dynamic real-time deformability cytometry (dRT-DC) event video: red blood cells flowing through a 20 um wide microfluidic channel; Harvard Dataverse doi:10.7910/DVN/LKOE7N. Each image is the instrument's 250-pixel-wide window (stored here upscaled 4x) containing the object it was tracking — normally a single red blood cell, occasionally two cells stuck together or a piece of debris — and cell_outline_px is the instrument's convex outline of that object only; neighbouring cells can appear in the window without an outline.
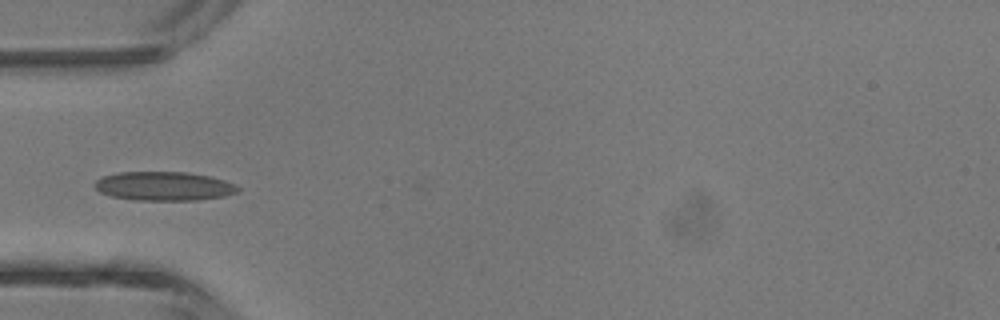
{"species": "common noctule bat (a hibernating species)", "species_latin": "Nyctalus noctula", "temperature_condition": "room temperature", "stored_images_in_passage": 5, "camera_frame_rate_fps": 3000, "um_per_image_px": 0.085, "animal": {"sex": "male", "body_mass_g": 13.3}, "frame": {"image": 1, "passage_image": 4, "time_ms": 4.333, "image_size_px": [1000, 320], "cell_outline_px": [[240, 188], [236, 192], [224, 196], [196, 200], [136, 200], [112, 196], [100, 192], [92, 184], [96, 180], [104, 176], [120, 172], [188, 172], [208, 176], [224, 180], [236, 184]], "centroid_in_image_um": [13.93, 15.82], "position_along_channel_um": 71.1, "area_um2": 24.04}}
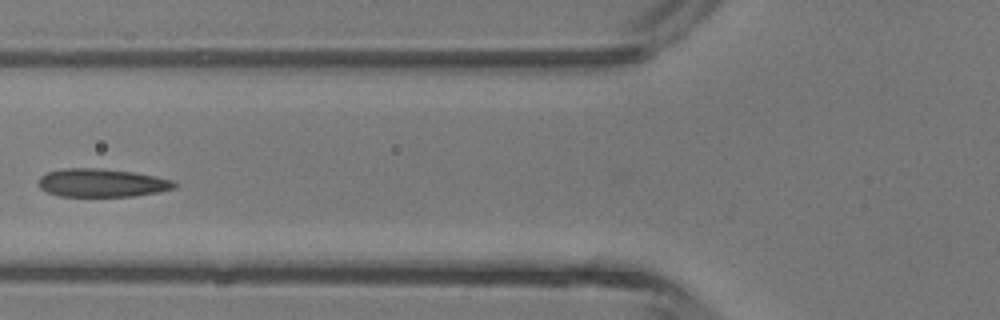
{"frame": {"image": 2, "passage_image": 5, "time_ms": 5.333, "image_size_px": [1000, 320], "cell_outline_px": [[176, 184], [172, 188], [160, 192], [136, 196], [60, 196], [48, 192], [40, 188], [40, 176], [48, 172], [60, 168], [100, 168], [132, 172], [172, 180]], "centroid_in_image_um": [8.63, 15.54], "position_along_channel_um": 117.2, "area_um2": 22.14}}